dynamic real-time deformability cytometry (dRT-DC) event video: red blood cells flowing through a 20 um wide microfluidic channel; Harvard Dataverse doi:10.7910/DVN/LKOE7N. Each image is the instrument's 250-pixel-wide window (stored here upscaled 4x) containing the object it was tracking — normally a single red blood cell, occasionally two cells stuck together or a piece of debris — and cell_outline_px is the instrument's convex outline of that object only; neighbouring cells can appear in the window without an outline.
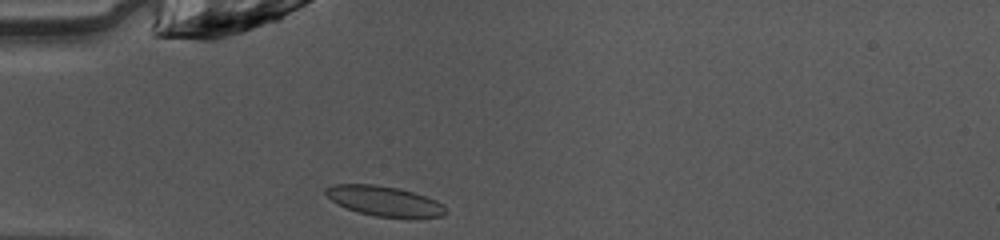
{"species": "common noctule bat (a hibernating species)", "species_latin": "Nyctalus noctula", "temperature_condition": "warm", "stored_images_in_passage": 36, "camera_frame_rate_fps": 3000, "um_per_image_px": 0.085, "animal": {"sex": "female", "body_mass_g": 10.0, "forearm_length_mm": 53.1}, "frame": {"image": 1, "passage_image": 1, "time_ms": 0.0, "image_size_px": [1000, 240], "cell_outline_px": [[448, 212], [444, 216], [416, 220], [408, 220], [376, 216], [356, 212], [336, 204], [324, 192], [324, 188], [332, 184], [372, 184], [396, 188], [412, 192], [436, 200], [444, 204]], "centroid_in_image_um": [32.73, 17.14], "position_along_channel_um": 52.3, "area_um2": 21.73}}
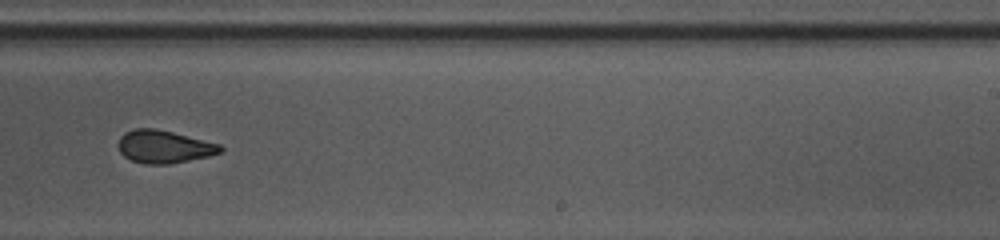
{"frame": {"image": 2, "passage_image": 18, "time_ms": 5.667, "image_size_px": [1000, 240], "cell_outline_px": [[224, 152], [208, 156], [168, 164], [144, 164], [132, 160], [124, 156], [120, 152], [116, 144], [120, 136], [124, 132], [136, 128], [156, 128], [220, 144], [224, 148]], "centroid_in_image_um": [13.92, 12.46], "position_along_channel_um": 275.1, "area_um2": 19.59}}
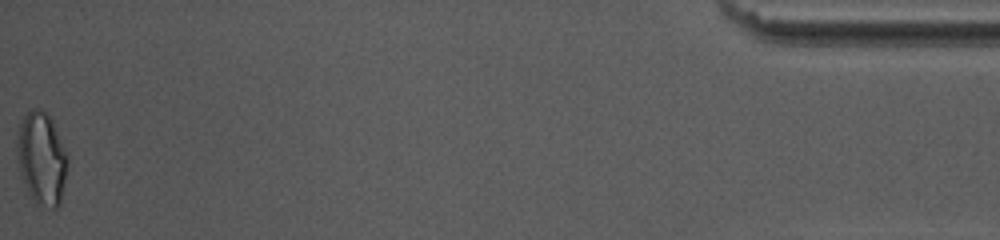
{"frame": {"image": 3, "passage_image": 36, "time_ms": 11.667, "image_size_px": [1000, 240], "cell_outline_px": [[68, 160], [60, 204], [56, 208], [52, 208], [36, 204], [32, 200], [20, 176], [16, 152], [16, 140], [20, 124], [24, 116], [32, 108], [40, 108], [52, 120], [68, 156]], "centroid_in_image_um": [3.52, 13.48], "position_along_channel_um": 431.7, "area_um2": 27.34}, "authors_computed_cell_mechanics": {"area_um2": 20.4323, "velocity_mm_per_s": 4.0958, "shape_relaxation_time_tau1_ms": 6.6488, "shape_relaxation_time_tau2_ms": 2.123, "deformation_change_tau1": 0.1603, "deformation_change_tau2": 0.0697}}